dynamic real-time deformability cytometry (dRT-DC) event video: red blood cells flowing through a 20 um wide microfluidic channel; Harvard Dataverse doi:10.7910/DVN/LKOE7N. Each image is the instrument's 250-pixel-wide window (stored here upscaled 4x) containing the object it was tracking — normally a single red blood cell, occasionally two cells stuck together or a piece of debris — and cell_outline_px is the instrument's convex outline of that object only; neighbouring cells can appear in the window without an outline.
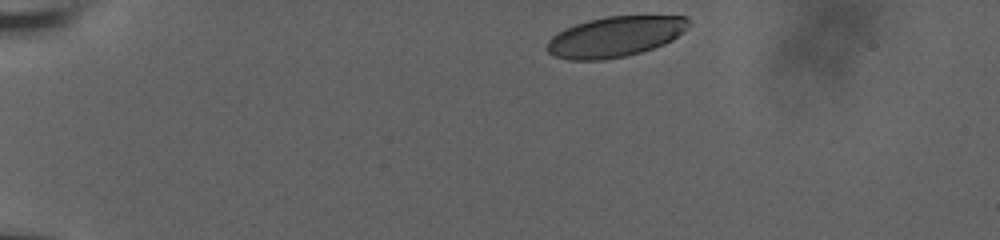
{"species": "human", "species_latin": "Homo sapiens", "temperature_condition": "room temperature", "stored_images_in_passage": 39, "camera_frame_rate_fps": 3000, "um_per_image_px": 0.085, "donor": {"sex": "male"}, "frame": {"image": 1, "passage_image": 1, "time_ms": 0.0, "image_size_px": [1000, 240], "cell_outline_px": [[688, 28], [672, 40], [664, 44], [640, 52], [624, 56], [604, 60], [568, 60], [556, 56], [548, 52], [548, 40], [552, 36], [576, 24], [588, 20], [604, 16], [688, 16]], "centroid_in_image_um": [52.3, 3.11], "position_along_channel_um": 32.7, "area_um2": 33.06}}
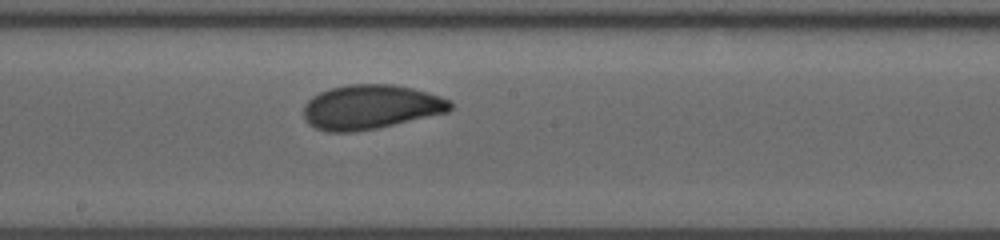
{"frame": {"image": 2, "passage_image": 23, "time_ms": 7.333, "image_size_px": [1000, 240], "cell_outline_px": [[452, 108], [448, 112], [376, 128], [352, 132], [328, 132], [316, 128], [308, 124], [304, 120], [304, 104], [312, 96], [320, 92], [332, 88], [348, 84], [392, 84], [412, 88], [428, 92], [452, 100]], "centroid_in_image_um": [31.5, 9.09], "position_along_channel_um": 216.7, "area_um2": 37.97}}
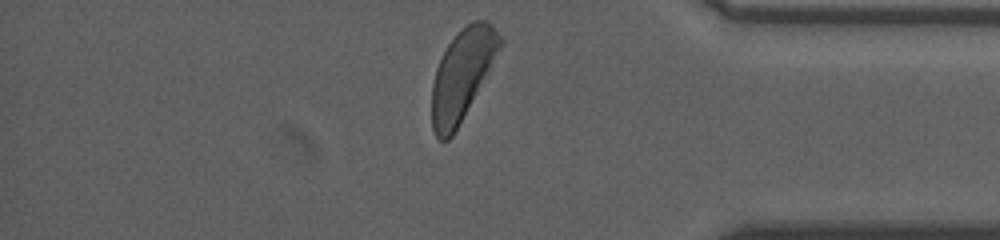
{"frame": {"image": 3, "passage_image": 39, "time_ms": 12.667, "image_size_px": [1000, 240], "cell_outline_px": [[504, 44], [452, 136], [448, 140], [440, 140], [436, 136], [432, 128], [432, 84], [436, 68], [448, 44], [472, 20], [488, 20], [492, 24], [504, 40]], "centroid_in_image_um": [39.31, 6.33], "position_along_channel_um": 395.9, "area_um2": 35.37}, "authors_computed_cell_mechanics": {"area_um2": 36.9342, "velocity_mm_per_s": 3.693, "shape_relaxation_time_tau1_ms": 3.2864, "shape_relaxation_time_tau2_ms": 1.0647, "deformation_change_tau1": 0.1255, "deformation_change_tau2": 0.0627}}